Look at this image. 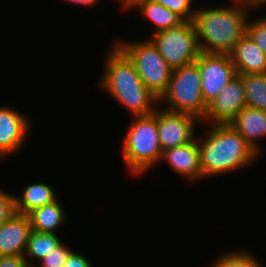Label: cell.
Masks as SVG:
<instances>
[{
    "label": "cell",
    "instance_id": "obj_19",
    "mask_svg": "<svg viewBox=\"0 0 266 267\" xmlns=\"http://www.w3.org/2000/svg\"><path fill=\"white\" fill-rule=\"evenodd\" d=\"M61 243V239L55 233L31 231L24 254L28 266L34 267V264L29 263L28 258L42 260Z\"/></svg>",
    "mask_w": 266,
    "mask_h": 267
},
{
    "label": "cell",
    "instance_id": "obj_22",
    "mask_svg": "<svg viewBox=\"0 0 266 267\" xmlns=\"http://www.w3.org/2000/svg\"><path fill=\"white\" fill-rule=\"evenodd\" d=\"M167 9L178 14L184 21H193L195 10L192 11V0H154ZM192 11V12H191Z\"/></svg>",
    "mask_w": 266,
    "mask_h": 267
},
{
    "label": "cell",
    "instance_id": "obj_31",
    "mask_svg": "<svg viewBox=\"0 0 266 267\" xmlns=\"http://www.w3.org/2000/svg\"><path fill=\"white\" fill-rule=\"evenodd\" d=\"M266 4V0H262V6Z\"/></svg>",
    "mask_w": 266,
    "mask_h": 267
},
{
    "label": "cell",
    "instance_id": "obj_1",
    "mask_svg": "<svg viewBox=\"0 0 266 267\" xmlns=\"http://www.w3.org/2000/svg\"><path fill=\"white\" fill-rule=\"evenodd\" d=\"M99 85L134 116L154 113L152 103L159 99L143 84L133 62L115 44L106 58ZM153 108V109H152Z\"/></svg>",
    "mask_w": 266,
    "mask_h": 267
},
{
    "label": "cell",
    "instance_id": "obj_20",
    "mask_svg": "<svg viewBox=\"0 0 266 267\" xmlns=\"http://www.w3.org/2000/svg\"><path fill=\"white\" fill-rule=\"evenodd\" d=\"M240 76L244 85L246 106L266 111V74Z\"/></svg>",
    "mask_w": 266,
    "mask_h": 267
},
{
    "label": "cell",
    "instance_id": "obj_11",
    "mask_svg": "<svg viewBox=\"0 0 266 267\" xmlns=\"http://www.w3.org/2000/svg\"><path fill=\"white\" fill-rule=\"evenodd\" d=\"M26 115L0 106V157L4 158L16 152L30 131V122Z\"/></svg>",
    "mask_w": 266,
    "mask_h": 267
},
{
    "label": "cell",
    "instance_id": "obj_12",
    "mask_svg": "<svg viewBox=\"0 0 266 267\" xmlns=\"http://www.w3.org/2000/svg\"><path fill=\"white\" fill-rule=\"evenodd\" d=\"M31 231L28 216L15 213L0 226V256H24Z\"/></svg>",
    "mask_w": 266,
    "mask_h": 267
},
{
    "label": "cell",
    "instance_id": "obj_17",
    "mask_svg": "<svg viewBox=\"0 0 266 267\" xmlns=\"http://www.w3.org/2000/svg\"><path fill=\"white\" fill-rule=\"evenodd\" d=\"M55 200L56 196L51 186L44 183L31 184L24 189L21 198L15 197L16 213L28 215L31 211Z\"/></svg>",
    "mask_w": 266,
    "mask_h": 267
},
{
    "label": "cell",
    "instance_id": "obj_24",
    "mask_svg": "<svg viewBox=\"0 0 266 267\" xmlns=\"http://www.w3.org/2000/svg\"><path fill=\"white\" fill-rule=\"evenodd\" d=\"M71 251L61 243L41 260L40 266L35 264L34 267H63Z\"/></svg>",
    "mask_w": 266,
    "mask_h": 267
},
{
    "label": "cell",
    "instance_id": "obj_28",
    "mask_svg": "<svg viewBox=\"0 0 266 267\" xmlns=\"http://www.w3.org/2000/svg\"><path fill=\"white\" fill-rule=\"evenodd\" d=\"M233 3H242L251 5L252 8L262 5V0H231Z\"/></svg>",
    "mask_w": 266,
    "mask_h": 267
},
{
    "label": "cell",
    "instance_id": "obj_15",
    "mask_svg": "<svg viewBox=\"0 0 266 267\" xmlns=\"http://www.w3.org/2000/svg\"><path fill=\"white\" fill-rule=\"evenodd\" d=\"M256 153H260L258 138L266 136V111L245 106L229 123Z\"/></svg>",
    "mask_w": 266,
    "mask_h": 267
},
{
    "label": "cell",
    "instance_id": "obj_3",
    "mask_svg": "<svg viewBox=\"0 0 266 267\" xmlns=\"http://www.w3.org/2000/svg\"><path fill=\"white\" fill-rule=\"evenodd\" d=\"M208 138L198 142L203 178L234 171L258 155L230 124H213Z\"/></svg>",
    "mask_w": 266,
    "mask_h": 267
},
{
    "label": "cell",
    "instance_id": "obj_13",
    "mask_svg": "<svg viewBox=\"0 0 266 267\" xmlns=\"http://www.w3.org/2000/svg\"><path fill=\"white\" fill-rule=\"evenodd\" d=\"M162 159L178 174L190 179L203 177L197 140L163 151Z\"/></svg>",
    "mask_w": 266,
    "mask_h": 267
},
{
    "label": "cell",
    "instance_id": "obj_6",
    "mask_svg": "<svg viewBox=\"0 0 266 267\" xmlns=\"http://www.w3.org/2000/svg\"><path fill=\"white\" fill-rule=\"evenodd\" d=\"M133 62L143 84L158 98L167 91L173 69L151 40L117 45Z\"/></svg>",
    "mask_w": 266,
    "mask_h": 267
},
{
    "label": "cell",
    "instance_id": "obj_23",
    "mask_svg": "<svg viewBox=\"0 0 266 267\" xmlns=\"http://www.w3.org/2000/svg\"><path fill=\"white\" fill-rule=\"evenodd\" d=\"M247 35L266 55V17L247 23Z\"/></svg>",
    "mask_w": 266,
    "mask_h": 267
},
{
    "label": "cell",
    "instance_id": "obj_29",
    "mask_svg": "<svg viewBox=\"0 0 266 267\" xmlns=\"http://www.w3.org/2000/svg\"><path fill=\"white\" fill-rule=\"evenodd\" d=\"M68 1L75 3V4L78 3L79 5L82 4L85 6H89V5L93 6L94 4H96L98 0H68Z\"/></svg>",
    "mask_w": 266,
    "mask_h": 267
},
{
    "label": "cell",
    "instance_id": "obj_16",
    "mask_svg": "<svg viewBox=\"0 0 266 267\" xmlns=\"http://www.w3.org/2000/svg\"><path fill=\"white\" fill-rule=\"evenodd\" d=\"M129 7H138L143 16L153 21L155 24L153 34L164 29L177 27L184 22L178 14L154 0H133Z\"/></svg>",
    "mask_w": 266,
    "mask_h": 267
},
{
    "label": "cell",
    "instance_id": "obj_4",
    "mask_svg": "<svg viewBox=\"0 0 266 267\" xmlns=\"http://www.w3.org/2000/svg\"><path fill=\"white\" fill-rule=\"evenodd\" d=\"M130 126L123 142V158L133 175L139 176L162 160L157 116H135Z\"/></svg>",
    "mask_w": 266,
    "mask_h": 267
},
{
    "label": "cell",
    "instance_id": "obj_9",
    "mask_svg": "<svg viewBox=\"0 0 266 267\" xmlns=\"http://www.w3.org/2000/svg\"><path fill=\"white\" fill-rule=\"evenodd\" d=\"M157 116L158 137L162 151L192 142L197 117L185 113L154 110Z\"/></svg>",
    "mask_w": 266,
    "mask_h": 267
},
{
    "label": "cell",
    "instance_id": "obj_8",
    "mask_svg": "<svg viewBox=\"0 0 266 267\" xmlns=\"http://www.w3.org/2000/svg\"><path fill=\"white\" fill-rule=\"evenodd\" d=\"M201 74V89L208 105L237 75L229 54L203 53L195 61Z\"/></svg>",
    "mask_w": 266,
    "mask_h": 267
},
{
    "label": "cell",
    "instance_id": "obj_25",
    "mask_svg": "<svg viewBox=\"0 0 266 267\" xmlns=\"http://www.w3.org/2000/svg\"><path fill=\"white\" fill-rule=\"evenodd\" d=\"M16 213L15 196L0 189V226Z\"/></svg>",
    "mask_w": 266,
    "mask_h": 267
},
{
    "label": "cell",
    "instance_id": "obj_2",
    "mask_svg": "<svg viewBox=\"0 0 266 267\" xmlns=\"http://www.w3.org/2000/svg\"><path fill=\"white\" fill-rule=\"evenodd\" d=\"M234 4L230 8L217 7L195 12L193 23L201 52L229 54L247 34L249 19L246 11L252 6Z\"/></svg>",
    "mask_w": 266,
    "mask_h": 267
},
{
    "label": "cell",
    "instance_id": "obj_26",
    "mask_svg": "<svg viewBox=\"0 0 266 267\" xmlns=\"http://www.w3.org/2000/svg\"><path fill=\"white\" fill-rule=\"evenodd\" d=\"M63 267H92V265L86 257L71 251Z\"/></svg>",
    "mask_w": 266,
    "mask_h": 267
},
{
    "label": "cell",
    "instance_id": "obj_27",
    "mask_svg": "<svg viewBox=\"0 0 266 267\" xmlns=\"http://www.w3.org/2000/svg\"><path fill=\"white\" fill-rule=\"evenodd\" d=\"M0 267H29L24 256H0Z\"/></svg>",
    "mask_w": 266,
    "mask_h": 267
},
{
    "label": "cell",
    "instance_id": "obj_7",
    "mask_svg": "<svg viewBox=\"0 0 266 267\" xmlns=\"http://www.w3.org/2000/svg\"><path fill=\"white\" fill-rule=\"evenodd\" d=\"M152 36L153 44L172 69L195 62L201 53L193 21H184Z\"/></svg>",
    "mask_w": 266,
    "mask_h": 267
},
{
    "label": "cell",
    "instance_id": "obj_10",
    "mask_svg": "<svg viewBox=\"0 0 266 267\" xmlns=\"http://www.w3.org/2000/svg\"><path fill=\"white\" fill-rule=\"evenodd\" d=\"M245 106L244 85L241 76L237 74L208 104L203 120H211L213 124H229Z\"/></svg>",
    "mask_w": 266,
    "mask_h": 267
},
{
    "label": "cell",
    "instance_id": "obj_30",
    "mask_svg": "<svg viewBox=\"0 0 266 267\" xmlns=\"http://www.w3.org/2000/svg\"><path fill=\"white\" fill-rule=\"evenodd\" d=\"M116 1H118V2H122L121 4H122V6H124V7H128L129 6V0H116Z\"/></svg>",
    "mask_w": 266,
    "mask_h": 267
},
{
    "label": "cell",
    "instance_id": "obj_14",
    "mask_svg": "<svg viewBox=\"0 0 266 267\" xmlns=\"http://www.w3.org/2000/svg\"><path fill=\"white\" fill-rule=\"evenodd\" d=\"M229 55L237 74H266V55L247 34L235 44Z\"/></svg>",
    "mask_w": 266,
    "mask_h": 267
},
{
    "label": "cell",
    "instance_id": "obj_18",
    "mask_svg": "<svg viewBox=\"0 0 266 267\" xmlns=\"http://www.w3.org/2000/svg\"><path fill=\"white\" fill-rule=\"evenodd\" d=\"M57 199L31 211L27 216L32 231L54 233V230L62 226L65 216L62 205Z\"/></svg>",
    "mask_w": 266,
    "mask_h": 267
},
{
    "label": "cell",
    "instance_id": "obj_21",
    "mask_svg": "<svg viewBox=\"0 0 266 267\" xmlns=\"http://www.w3.org/2000/svg\"><path fill=\"white\" fill-rule=\"evenodd\" d=\"M257 258L246 251L221 255L212 267H262Z\"/></svg>",
    "mask_w": 266,
    "mask_h": 267
},
{
    "label": "cell",
    "instance_id": "obj_5",
    "mask_svg": "<svg viewBox=\"0 0 266 267\" xmlns=\"http://www.w3.org/2000/svg\"><path fill=\"white\" fill-rule=\"evenodd\" d=\"M159 100H166L167 111L190 114L199 120L204 119L208 105L202 95L198 64L193 62L173 69L168 89Z\"/></svg>",
    "mask_w": 266,
    "mask_h": 267
}]
</instances>
